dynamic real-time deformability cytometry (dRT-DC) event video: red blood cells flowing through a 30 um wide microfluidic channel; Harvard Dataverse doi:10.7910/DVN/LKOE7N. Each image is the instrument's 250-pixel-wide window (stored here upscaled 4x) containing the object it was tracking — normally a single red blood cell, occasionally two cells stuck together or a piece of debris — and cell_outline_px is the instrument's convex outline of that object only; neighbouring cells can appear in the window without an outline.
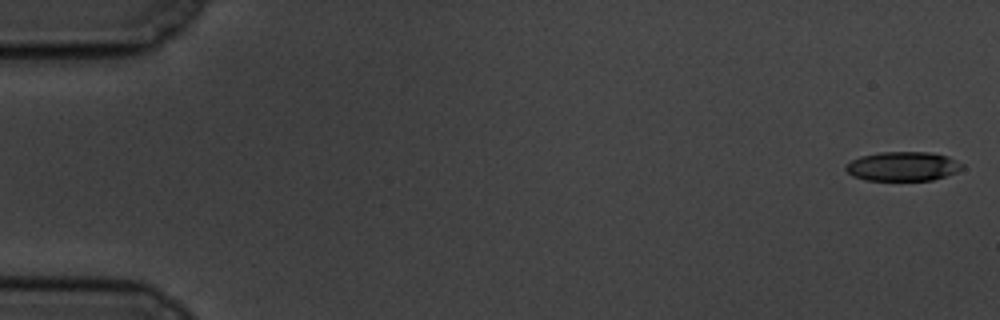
{"species": "common noctule bat (a hibernating species)", "species_latin": "Nyctalus noctula", "temperature_condition": "cold", "stored_images_in_passage": 58, "camera_frame_rate_fps": 3000, "um_per_image_px": 0.085, "animal": {"sex": "male", "body_mass_g": 19.5, "forearm_length_mm": 54.6}, "frame": {"image": 1, "passage_image": 1, "time_ms": 0.0, "image_size_px": [1000, 320], "cell_outline_px": [[964, 168], [956, 172], [932, 180], [864, 180], [852, 176], [844, 168], [844, 164], [860, 156], [880, 152], [928, 152], [948, 156], [964, 164]], "centroid_in_image_um": [76.72, 14.13], "position_along_channel_um": 8.3, "area_um2": 19.94}}
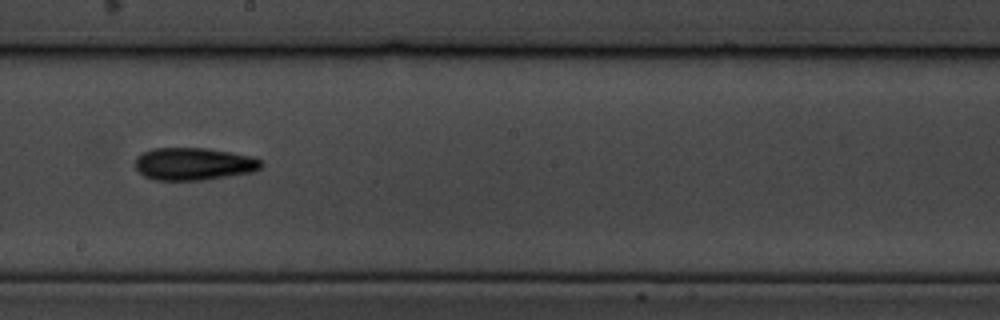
{"frame": {"image": 2, "passage_image": 33, "time_ms": 10.667, "image_size_px": [1000, 320], "cell_outline_px": [[264, 164], [256, 172], [204, 180], [156, 180], [144, 176], [136, 168], [136, 156], [152, 148], [204, 148], [232, 152], [252, 156], [264, 160]], "centroid_in_image_um": [16.53, 13.93], "position_along_channel_um": 231.7, "area_um2": 24.16}}
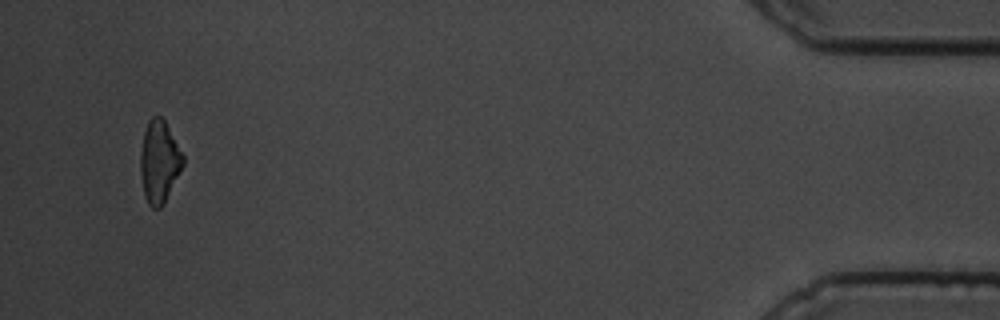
{"frame": {"image": 3, "passage_image": 56, "time_ms": 18.333, "image_size_px": [1000, 320], "cell_outline_px": [[184, 164], [164, 204], [160, 208], [152, 208], [148, 204], [144, 196], [140, 172], [140, 152], [144, 132], [148, 120], [152, 116], [160, 116], [164, 120], [184, 156]], "centroid_in_image_um": [13.52, 13.76], "position_along_channel_um": 421.7, "area_um2": 20.4}, "authors_computed_cell_mechanics": {"area_um2": 22.2241, "velocity_mm_per_s": 3.4501, "shape_relaxation_time_tau1_ms": 6.3828, "shape_relaxation_time_tau2_ms": 8.3079, "deformation_change_tau1": 0.1486, "deformation_change_tau2": 0.1946}}